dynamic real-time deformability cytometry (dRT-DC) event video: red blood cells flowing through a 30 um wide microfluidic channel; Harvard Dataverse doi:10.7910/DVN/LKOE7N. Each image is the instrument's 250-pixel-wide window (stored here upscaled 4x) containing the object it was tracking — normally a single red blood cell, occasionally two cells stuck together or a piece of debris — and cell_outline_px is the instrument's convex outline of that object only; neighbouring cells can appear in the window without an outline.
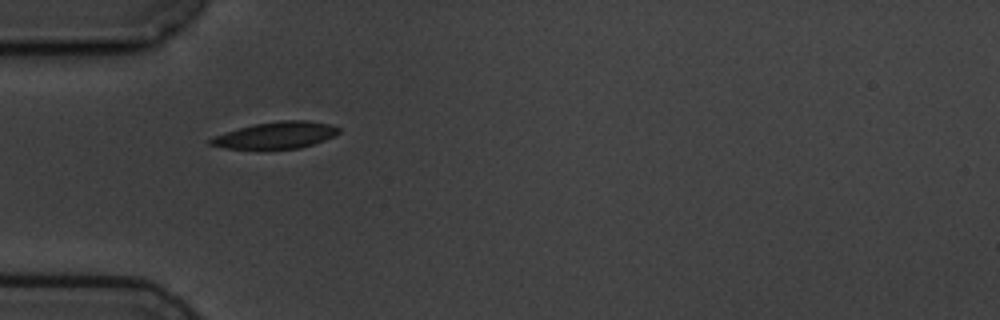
{"species": "common noctule bat (a hibernating species)", "species_latin": "Nyctalus noctula", "temperature_condition": "cold", "stored_images_in_passage": 2, "camera_frame_rate_fps": 3000, "um_per_image_px": 0.085, "animal": {"sex": "male", "body_mass_g": 19.5, "forearm_length_mm": 54.6}, "frame": {"image": 1, "passage_image": 1, "time_ms": 0.0, "image_size_px": [1000, 320], "cell_outline_px": [[340, 132], [336, 136], [300, 148], [224, 148], [208, 144], [208, 140], [212, 136], [240, 128], [256, 124], [280, 120], [308, 120], [328, 124], [340, 128]], "centroid_in_image_um": [23.46, 11.48], "position_along_channel_um": 61.5, "area_um2": 19.71}}
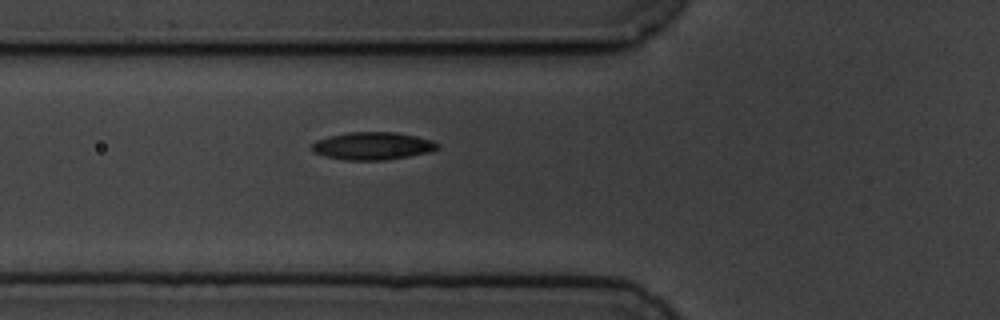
{"frame": {"image": 2, "passage_image": 2, "time_ms": 1.0, "image_size_px": [1000, 320], "cell_outline_px": [[440, 148], [432, 152], [384, 160], [344, 160], [324, 156], [312, 152], [312, 144], [316, 140], [328, 136], [348, 132], [396, 132], [416, 136], [432, 140], [440, 144]], "centroid_in_image_um": [31.68, 12.4], "position_along_channel_um": 94.1, "area_um2": 20.46}}